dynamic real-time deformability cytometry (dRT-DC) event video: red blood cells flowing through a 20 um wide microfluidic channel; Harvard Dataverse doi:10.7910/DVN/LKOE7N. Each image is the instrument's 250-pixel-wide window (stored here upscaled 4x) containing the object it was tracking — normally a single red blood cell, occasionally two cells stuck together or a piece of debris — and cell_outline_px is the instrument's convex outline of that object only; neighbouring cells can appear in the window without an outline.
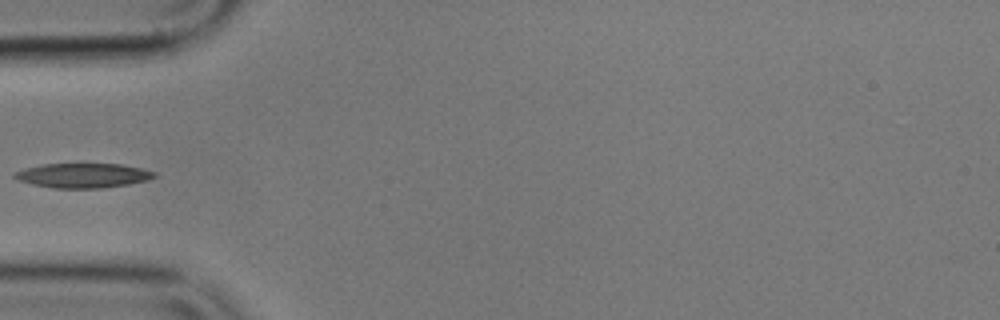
{"species": "common noctule bat (a hibernating species)", "species_latin": "Nyctalus noctula", "temperature_condition": "cold", "stored_images_in_passage": 39, "camera_frame_rate_fps": 3000, "um_per_image_px": 0.085, "animal": {"sex": "male", "body_mass_g": 17.9}, "frame": {"image": 1, "passage_image": 1, "time_ms": 0.0, "image_size_px": [1000, 320], "cell_outline_px": [[156, 176], [148, 180], [128, 184], [100, 188], [52, 188], [32, 184], [20, 180], [12, 176], [12, 172], [24, 168], [44, 164], [120, 164], [140, 168], [156, 172]], "centroid_in_image_um": [7.02, 14.91], "position_along_channel_um": 78.0, "area_um2": 19.94}}
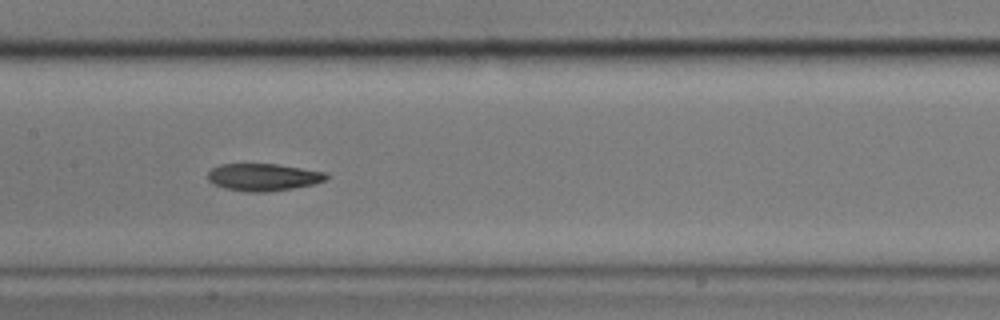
{"frame": {"image": 2, "passage_image": 10, "time_ms": 3.0, "image_size_px": [1000, 320], "cell_outline_px": [[328, 176], [324, 180], [312, 184], [292, 188], [264, 192], [248, 192], [224, 188], [208, 180], [208, 172], [212, 168], [220, 164], [276, 164], [328, 172]], "centroid_in_image_um": [22.37, 15.05], "position_along_channel_um": 185.0, "area_um2": 18.67}}
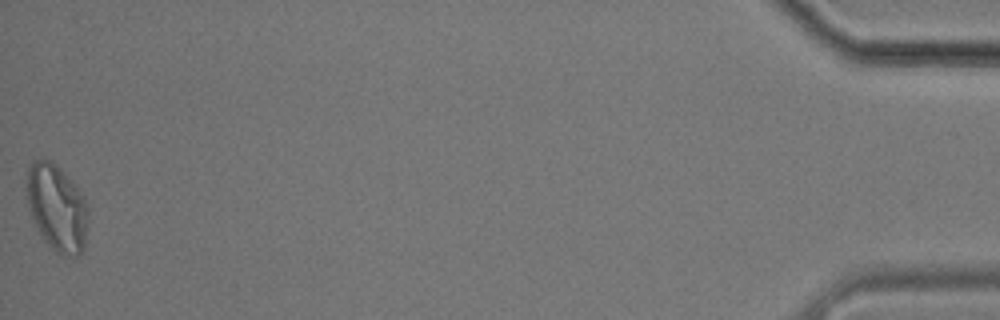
{"frame": {"image": 3, "passage_image": 39, "time_ms": 12.667, "image_size_px": [1000, 320], "cell_outline_px": [[88, 220], [84, 248], [76, 256], [64, 256], [56, 252], [44, 240], [28, 208], [24, 192], [28, 168], [32, 160], [40, 156], [44, 156], [56, 164], [60, 168], [80, 192], [88, 208]], "centroid_in_image_um": [4.79, 17.61], "position_along_channel_um": 430.4, "area_um2": 31.39}}